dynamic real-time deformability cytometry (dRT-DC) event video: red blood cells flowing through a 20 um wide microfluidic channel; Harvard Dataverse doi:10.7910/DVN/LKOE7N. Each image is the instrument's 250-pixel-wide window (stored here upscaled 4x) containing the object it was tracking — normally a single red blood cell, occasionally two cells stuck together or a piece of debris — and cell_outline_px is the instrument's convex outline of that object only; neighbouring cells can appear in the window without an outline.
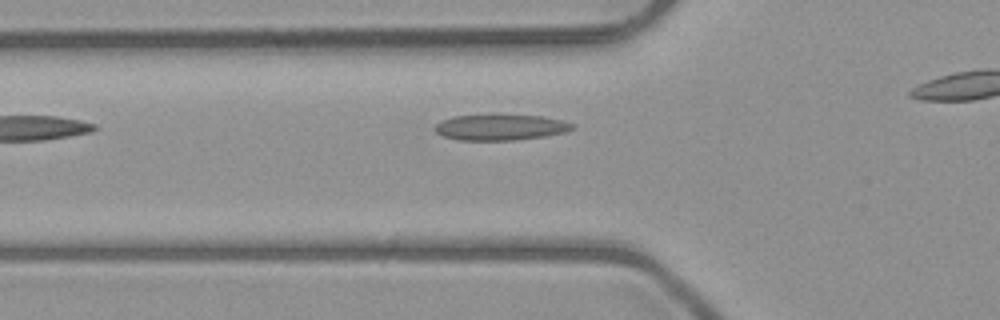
{"species": "common noctule bat (a hibernating species)", "species_latin": "Nyctalus noctula", "temperature_condition": "room temperature", "stored_images_in_passage": 21, "camera_frame_rate_fps": 3000, "um_per_image_px": 0.085, "animal": {"sex": "male", "body_mass_g": 23.1, "forearm_length_mm": 52.7}, "frame": {"image": 1, "passage_image": 2, "time_ms": 0.333, "image_size_px": [1000, 320], "cell_outline_px": [[576, 128], [564, 132], [544, 136], [516, 140], [456, 140], [444, 136], [436, 132], [432, 128], [440, 120], [452, 116], [544, 116], [564, 120], [576, 124]], "centroid_in_image_um": [42.55, 10.83], "position_along_channel_um": 83.2, "area_um2": 20.58}}
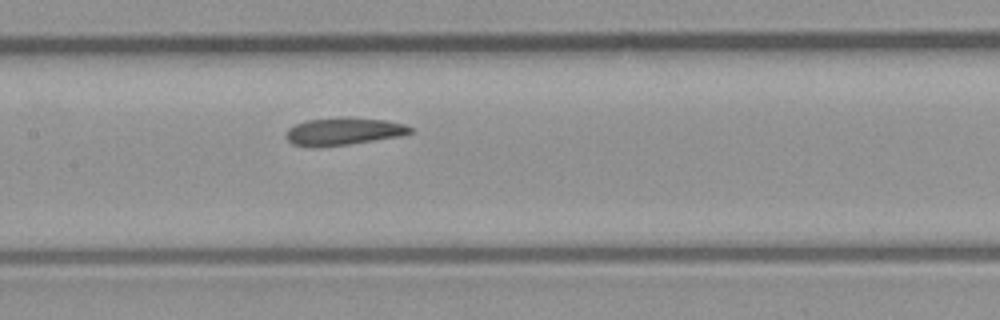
{"frame": {"image": 2, "passage_image": 9, "time_ms": 2.667, "image_size_px": [1000, 320], "cell_outline_px": [[412, 132], [400, 136], [348, 144], [320, 148], [312, 148], [292, 144], [284, 136], [288, 128], [296, 124], [308, 120], [344, 116], [348, 116], [388, 120], [404, 124], [412, 128]], "centroid_in_image_um": [29.16, 11.16], "position_along_channel_um": 178.2, "area_um2": 20.29}}
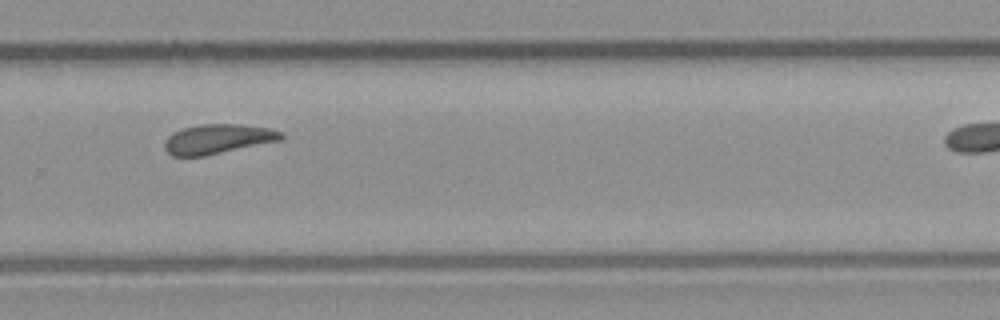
{"frame": {"image": 3, "passage_image": 19, "time_ms": 6.0, "image_size_px": [1000, 320], "cell_outline_px": [[284, 136], [280, 140], [204, 156], [172, 156], [164, 148], [164, 144], [168, 136], [172, 132], [184, 128], [200, 124], [240, 124], [268, 128], [284, 132]], "centroid_in_image_um": [18.5, 11.81], "position_along_channel_um": 311.3, "area_um2": 20.0}}